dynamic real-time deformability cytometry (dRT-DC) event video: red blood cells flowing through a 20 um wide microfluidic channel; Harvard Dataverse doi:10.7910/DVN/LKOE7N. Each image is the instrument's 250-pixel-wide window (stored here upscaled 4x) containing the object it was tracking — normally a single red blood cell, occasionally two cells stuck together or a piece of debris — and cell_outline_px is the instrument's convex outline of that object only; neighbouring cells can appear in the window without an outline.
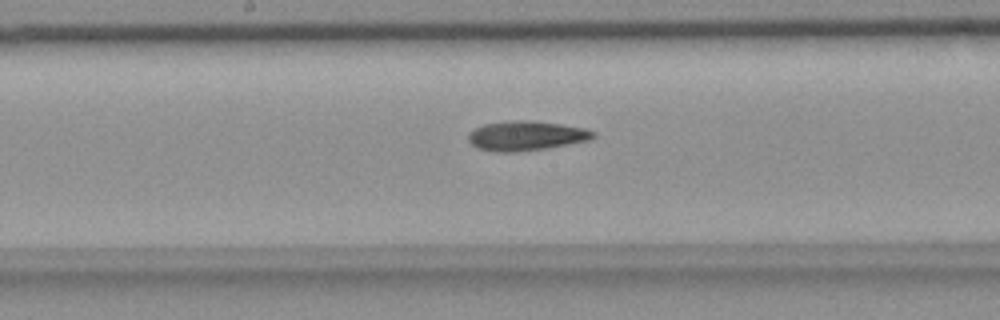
{"species": "common noctule bat (a hibernating species)", "species_latin": "Nyctalus noctula", "temperature_condition": "room temperature", "stored_images_in_passage": 41, "camera_frame_rate_fps": 3000, "um_per_image_px": 0.085, "animal": {"sex": "female", "body_mass_g": 18.4}, "frame": {"image": 1, "passage_image": 18, "time_ms": 5.667, "image_size_px": [1000, 320], "cell_outline_px": [[596, 136], [592, 140], [544, 148], [512, 152], [496, 152], [480, 148], [472, 144], [468, 140], [468, 132], [484, 124], [508, 120], [536, 120], [584, 128], [596, 132]], "centroid_in_image_um": [44.74, 11.52], "position_along_channel_um": 203.5, "area_um2": 21.56}}
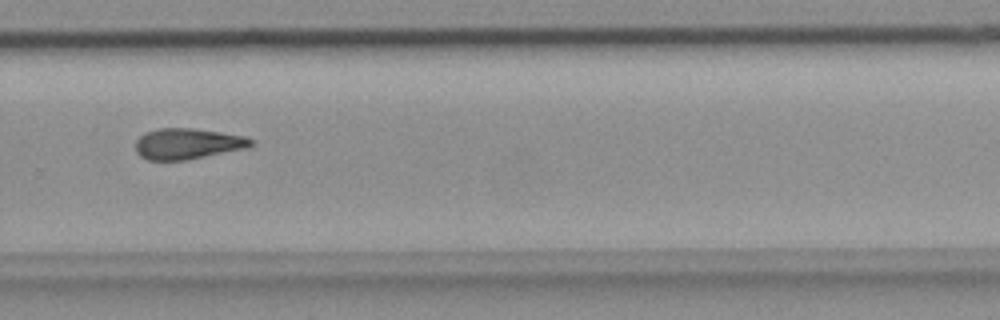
{"frame": {"image": 2, "passage_image": 27, "time_ms": 8.667, "image_size_px": [1000, 320], "cell_outline_px": [[256, 144], [248, 148], [184, 160], [148, 160], [140, 156], [136, 152], [136, 140], [144, 132], [156, 128], [192, 128], [220, 132], [244, 136], [256, 140]], "centroid_in_image_um": [15.96, 12.21], "position_along_channel_um": 313.8, "area_um2": 20.92}}
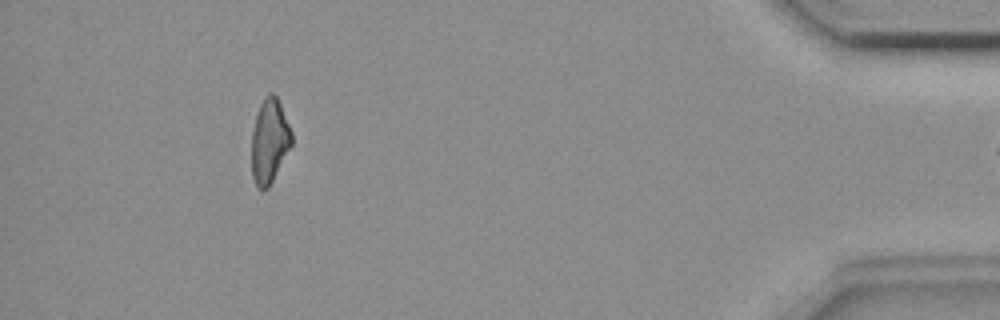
{"frame": {"image": 3, "passage_image": 40, "time_ms": 13.0, "image_size_px": [1000, 320], "cell_outline_px": [[292, 144], [268, 188], [260, 188], [256, 184], [252, 176], [252, 132], [256, 116], [260, 104], [264, 96], [268, 92], [272, 92], [276, 96], [280, 104], [292, 132]], "centroid_in_image_um": [22.9, 11.95], "position_along_channel_um": 412.3, "area_um2": 19.36}}